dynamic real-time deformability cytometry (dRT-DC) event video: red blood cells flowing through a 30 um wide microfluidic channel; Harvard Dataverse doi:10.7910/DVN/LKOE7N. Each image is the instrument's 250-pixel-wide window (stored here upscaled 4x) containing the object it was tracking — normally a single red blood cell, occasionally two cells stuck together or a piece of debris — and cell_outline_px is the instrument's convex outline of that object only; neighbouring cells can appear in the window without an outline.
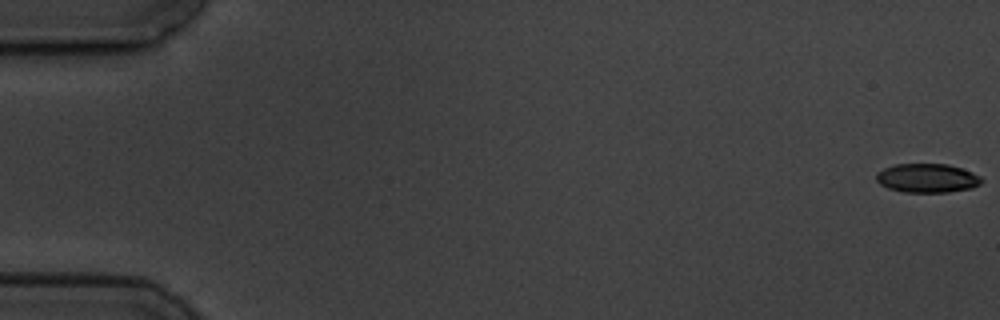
{"species": "common noctule bat (a hibernating species)", "species_latin": "Nyctalus noctula", "temperature_condition": "cold", "stored_images_in_passage": 6, "camera_frame_rate_fps": 3000, "um_per_image_px": 0.085, "animal": {"sex": "male", "body_mass_g": 19.5, "forearm_length_mm": 54.6}, "frame": {"image": 1, "passage_image": 1, "time_ms": 0.0, "image_size_px": [1000, 320], "cell_outline_px": [[984, 180], [980, 184], [972, 188], [948, 192], [904, 192], [888, 188], [880, 184], [876, 180], [876, 172], [884, 168], [896, 164], [948, 164], [972, 172], [980, 176]], "centroid_in_image_um": [78.81, 15.14], "position_along_channel_um": 6.2, "area_um2": 17.8}}
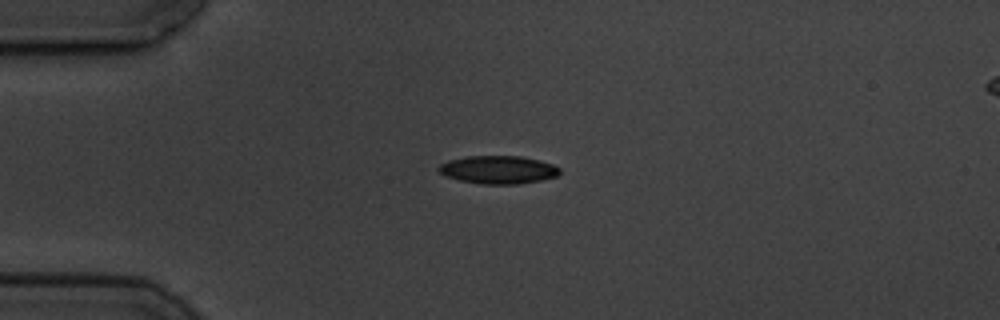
{"frame": {"image": 2, "passage_image": 5, "time_ms": 4.667, "image_size_px": [1000, 320], "cell_outline_px": [[560, 172], [556, 176], [540, 180], [520, 184], [480, 184], [460, 180], [444, 176], [436, 168], [440, 164], [448, 160], [468, 156], [520, 156], [540, 160], [552, 164], [560, 168]], "centroid_in_image_um": [42.32, 14.42], "position_along_channel_um": 42.7, "area_um2": 19.83}}